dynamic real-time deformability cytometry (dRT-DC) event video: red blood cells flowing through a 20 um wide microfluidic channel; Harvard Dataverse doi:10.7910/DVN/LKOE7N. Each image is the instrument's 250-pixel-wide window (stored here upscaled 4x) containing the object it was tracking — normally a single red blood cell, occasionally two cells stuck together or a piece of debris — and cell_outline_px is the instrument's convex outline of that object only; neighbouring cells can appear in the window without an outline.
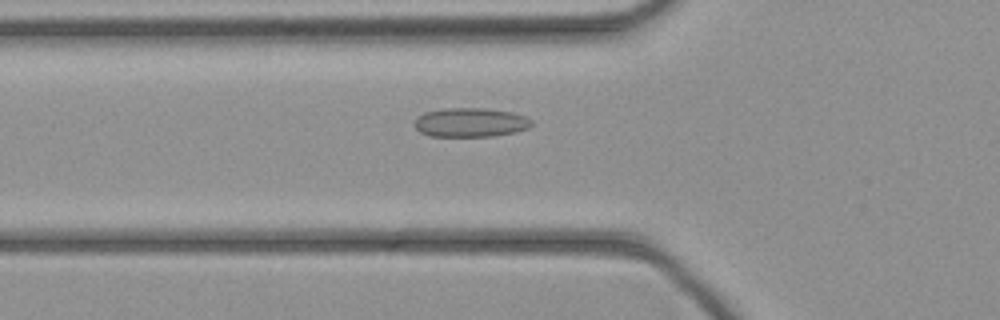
{"species": "common noctule bat (a hibernating species)", "species_latin": "Nyctalus noctula", "temperature_condition": "cold", "stored_images_in_passage": 45, "camera_frame_rate_fps": 3000, "um_per_image_px": 0.085, "animal": {"sex": "female", "body_mass_g": 21.9}, "frame": {"image": 1, "passage_image": 16, "time_ms": 5.0, "image_size_px": [1000, 320], "cell_outline_px": [[532, 124], [528, 128], [516, 132], [496, 136], [428, 136], [420, 132], [412, 124], [416, 116], [424, 112], [444, 108], [484, 108], [512, 112], [524, 116], [532, 120]], "centroid_in_image_um": [39.95, 10.4], "position_along_channel_um": 85.9, "area_um2": 20.11}}
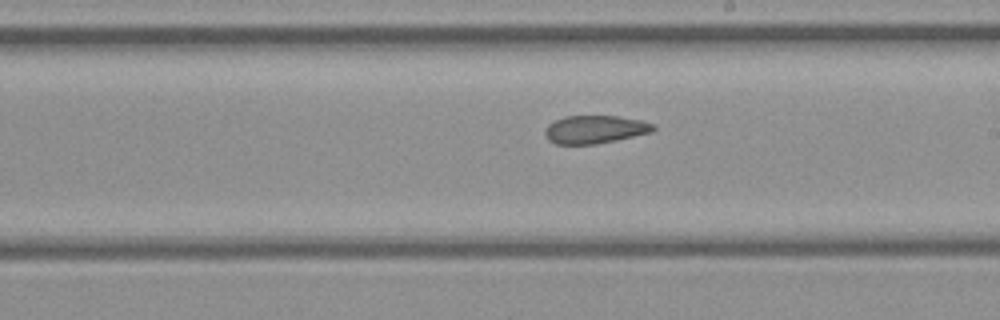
{"frame": {"image": 2, "passage_image": 26, "time_ms": 8.333, "image_size_px": [1000, 320], "cell_outline_px": [[656, 128], [652, 132], [616, 140], [596, 144], [556, 144], [548, 140], [544, 132], [544, 128], [548, 124], [564, 116], [616, 116], [640, 120], [652, 124]], "centroid_in_image_um": [50.53, 11.0], "position_along_channel_um": 238.5, "area_um2": 17.63}}
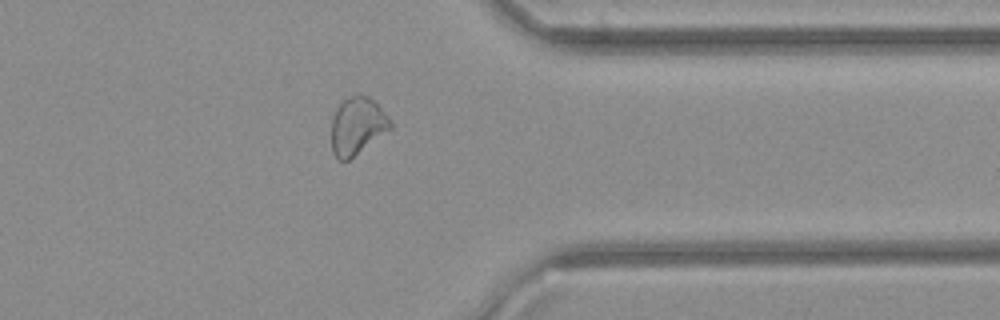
{"frame": {"image": 3, "passage_image": 36, "time_ms": 11.667, "image_size_px": [1000, 320], "cell_outline_px": [[392, 128], [348, 160], [340, 160], [332, 152], [332, 120], [336, 108], [348, 96], [356, 92], [360, 92], [368, 96], [392, 120]], "centroid_in_image_um": [30.37, 10.66], "position_along_channel_um": 381.0, "area_um2": 19.65}}